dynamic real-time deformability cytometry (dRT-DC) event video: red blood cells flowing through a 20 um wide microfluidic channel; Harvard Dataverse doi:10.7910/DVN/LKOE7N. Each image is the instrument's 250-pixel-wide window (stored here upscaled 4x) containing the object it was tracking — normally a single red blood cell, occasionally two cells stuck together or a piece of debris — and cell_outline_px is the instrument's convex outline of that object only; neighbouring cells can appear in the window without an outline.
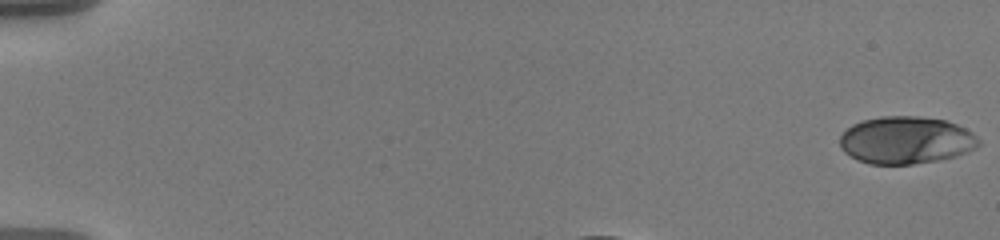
{"species": "human", "species_latin": "Homo sapiens", "temperature_condition": "warm", "stored_images_in_passage": 41, "camera_frame_rate_fps": 3000, "um_per_image_px": 0.085, "donor": {"sex": "male"}, "frame": {"image": 1, "passage_image": 1, "time_ms": 0.0, "image_size_px": [1000, 240], "cell_outline_px": [[980, 144], [976, 148], [968, 152], [956, 156], [936, 160], [912, 164], [868, 164], [856, 160], [844, 152], [840, 148], [840, 136], [852, 124], [864, 120], [880, 116], [920, 116], [944, 120], [956, 124], [972, 132], [980, 140]], "centroid_in_image_um": [77.0, 11.92], "position_along_channel_um": 8.0, "area_um2": 38.49}}
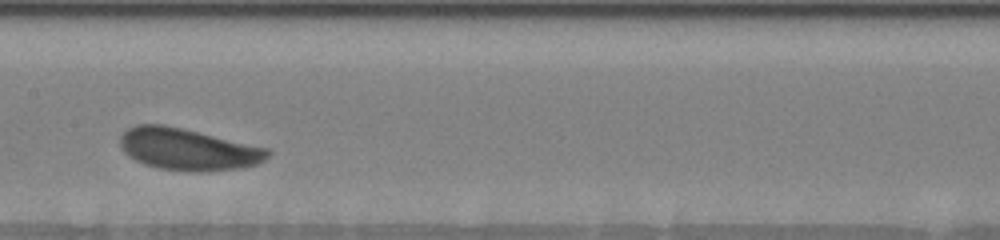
{"frame": {"image": 2, "passage_image": 22, "time_ms": 7.0, "image_size_px": [1000, 240], "cell_outline_px": [[272, 152], [264, 160], [256, 164], [240, 168], [200, 172], [188, 172], [160, 168], [144, 164], [136, 160], [124, 152], [120, 144], [120, 136], [128, 128], [136, 124], [164, 124], [268, 148]], "centroid_in_image_um": [15.97, 12.69], "position_along_channel_um": 191.4, "area_um2": 35.84}}
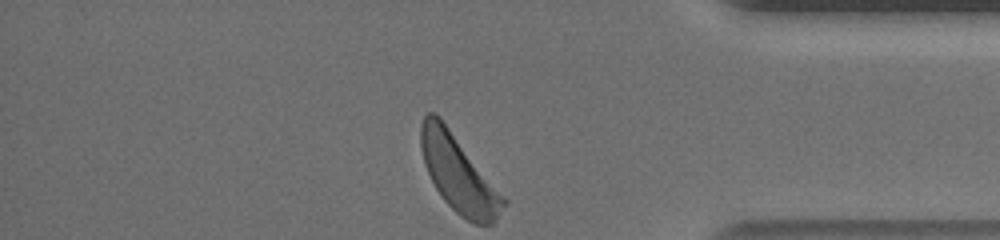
{"frame": {"image": 3, "passage_image": 41, "time_ms": 13.333, "image_size_px": [1000, 240], "cell_outline_px": [[508, 204], [496, 220], [492, 224], [472, 224], [460, 216], [444, 200], [436, 188], [424, 164], [420, 148], [420, 124], [424, 116], [428, 112], [432, 112], [440, 116], [508, 200]], "centroid_in_image_um": [38.99, 14.78], "position_along_channel_um": 396.2, "area_um2": 37.05}, "authors_computed_cell_mechanics": {"area_um2": 35.4314, "velocity_mm_per_s": 3.4929, "shape_relaxation_time_tau1_ms": 2.6029, "shape_relaxation_time_tau2_ms": 5.5955, "deformation_change_tau1": 0.1073, "deformation_change_tau2": 0.128}}